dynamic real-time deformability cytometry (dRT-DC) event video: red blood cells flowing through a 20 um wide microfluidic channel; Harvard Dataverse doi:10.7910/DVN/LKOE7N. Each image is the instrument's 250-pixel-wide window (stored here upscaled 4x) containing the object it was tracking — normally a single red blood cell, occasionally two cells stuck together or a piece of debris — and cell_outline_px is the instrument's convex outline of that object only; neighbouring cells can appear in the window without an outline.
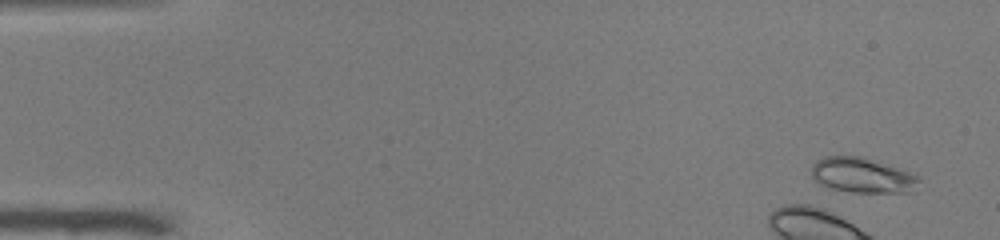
{"species": "common noctule bat (a hibernating species)", "species_latin": "Nyctalus noctula", "temperature_condition": "warm", "stored_images_in_passage": 7, "camera_frame_rate_fps": 3000, "um_per_image_px": 0.085, "animal": {"sex": "male", "body_mass_g": 19.0, "forearm_length_mm": 50.8}, "frame": {"image": 1, "passage_image": 3, "time_ms": 0.667, "image_size_px": [1000, 240], "cell_outline_px": [[920, 180], [908, 192], [852, 192], [832, 188], [820, 184], [812, 176], [812, 164], [816, 160], [824, 156], [864, 156], [908, 172], [916, 176]], "centroid_in_image_um": [73.22, 14.88], "position_along_channel_um": 11.8, "area_um2": 21.56}}